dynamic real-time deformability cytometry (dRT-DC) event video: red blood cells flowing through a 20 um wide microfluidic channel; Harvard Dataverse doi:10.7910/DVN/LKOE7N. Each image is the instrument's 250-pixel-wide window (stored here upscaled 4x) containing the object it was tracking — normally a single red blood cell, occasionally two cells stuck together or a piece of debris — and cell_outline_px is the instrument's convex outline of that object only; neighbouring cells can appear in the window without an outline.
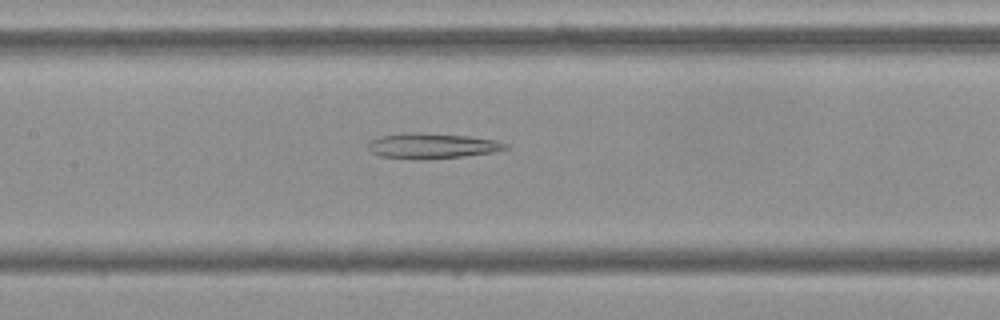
{"species": "Egyptian fruit bat (a non-hibernating species)", "species_latin": "Rousettus aegyptiacus", "temperature_condition": "cold", "stored_images_in_passage": 54, "camera_frame_rate_fps": 3000, "um_per_image_px": 0.085, "frame": {"image": 1, "passage_image": 25, "time_ms": 8.0, "image_size_px": [1000, 320], "cell_outline_px": [[508, 148], [492, 152], [464, 156], [380, 156], [372, 152], [368, 148], [368, 144], [372, 140], [380, 136], [404, 132], [420, 132], [468, 136], [496, 140], [508, 144]], "centroid_in_image_um": [36.76, 12.33], "position_along_channel_um": 170.6, "area_um2": 19.13}}
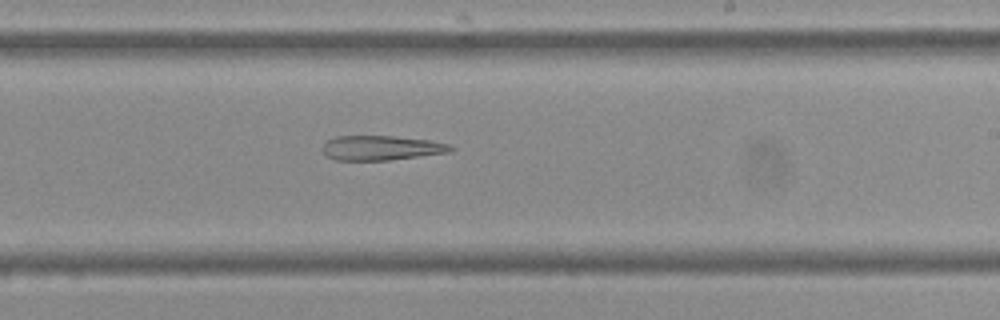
{"frame": {"image": 2, "passage_image": 32, "time_ms": 10.333, "image_size_px": [1000, 320], "cell_outline_px": [[456, 148], [448, 152], [388, 160], [336, 160], [328, 156], [320, 148], [328, 140], [336, 136], [392, 136], [428, 140], [448, 144]], "centroid_in_image_um": [32.37, 12.57], "position_along_channel_um": 256.6, "area_um2": 18.15}}
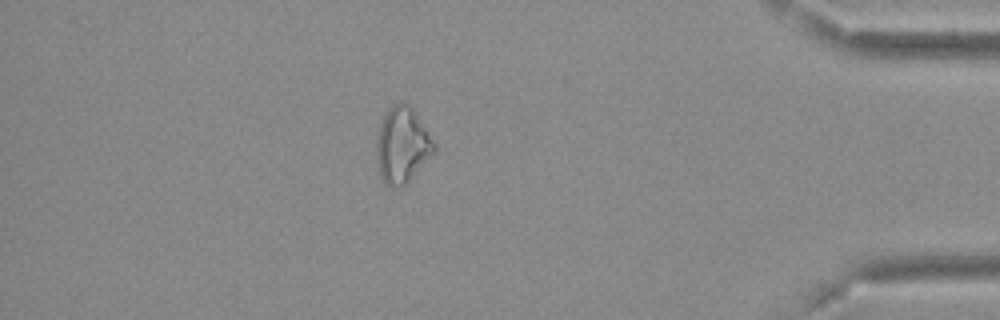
{"frame": {"image": 3, "passage_image": 47, "time_ms": 15.333, "image_size_px": [1000, 320], "cell_outline_px": [[436, 148], [408, 180], [400, 188], [392, 188], [384, 184], [380, 176], [376, 160], [376, 136], [380, 124], [388, 108], [392, 104], [400, 100], [408, 104], [412, 108], [436, 144]], "centroid_in_image_um": [34.13, 12.32], "position_along_channel_um": 401.1, "area_um2": 25.26}}